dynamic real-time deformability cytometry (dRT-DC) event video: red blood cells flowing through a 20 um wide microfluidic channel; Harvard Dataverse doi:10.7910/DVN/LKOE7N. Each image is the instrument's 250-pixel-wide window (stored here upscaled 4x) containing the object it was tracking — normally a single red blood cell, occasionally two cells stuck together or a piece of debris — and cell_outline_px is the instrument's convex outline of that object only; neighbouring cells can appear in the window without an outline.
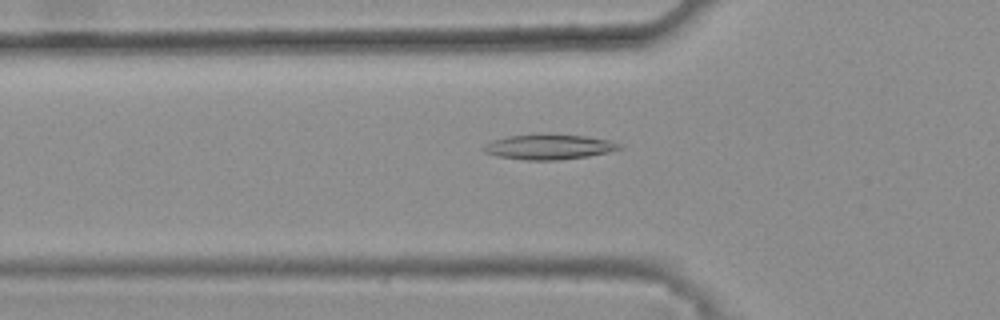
{"species": "common noctule bat (a hibernating species)", "species_latin": "Nyctalus noctula", "temperature_condition": "warm", "stored_images_in_passage": 46, "camera_frame_rate_fps": 3000, "um_per_image_px": 0.085, "animal": {"sex": "female", "body_mass_g": 25.1}, "frame": {"image": 1, "passage_image": 16, "time_ms": 5.0, "image_size_px": [1000, 320], "cell_outline_px": [[624, 148], [608, 152], [588, 156], [560, 160], [524, 160], [496, 156], [484, 152], [484, 144], [492, 140], [508, 136], [540, 132], [548, 132], [588, 136], [608, 140], [624, 144]], "centroid_in_image_um": [46.68, 12.45], "position_along_channel_um": 79.1, "area_um2": 20.63}}
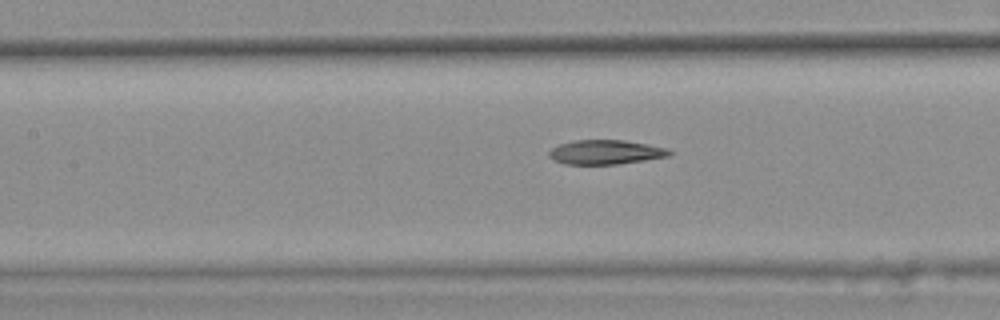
{"frame": {"image": 2, "passage_image": 22, "time_ms": 7.0, "image_size_px": [1000, 320], "cell_outline_px": [[672, 152], [668, 156], [644, 160], [616, 164], [564, 164], [552, 160], [548, 156], [548, 152], [552, 148], [560, 144], [572, 140], [624, 140], [648, 144], [668, 148]], "centroid_in_image_um": [51.44, 12.93], "position_along_channel_um": 156.0, "area_um2": 17.11}}
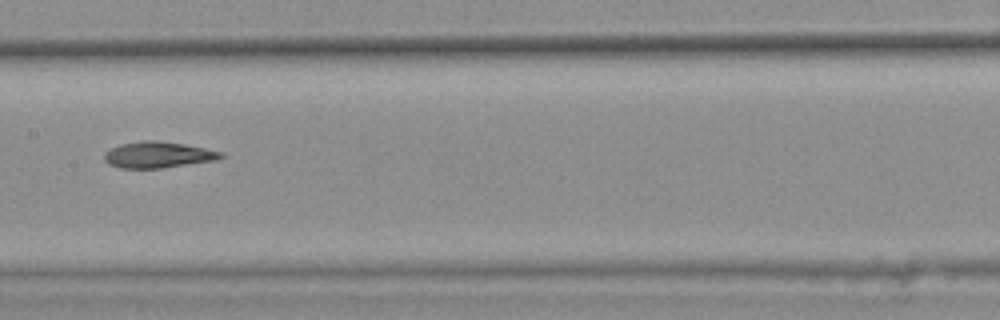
{"frame": {"image": 3, "passage_image": 25, "time_ms": 8.0, "image_size_px": [1000, 320], "cell_outline_px": [[224, 156], [216, 160], [160, 168], [120, 168], [108, 164], [104, 160], [104, 152], [120, 144], [144, 140], [156, 140], [184, 144], [224, 152]], "centroid_in_image_um": [13.41, 13.15], "position_along_channel_um": 194.0, "area_um2": 17.74}, "authors_computed_cell_mechanics": {"area_um2": 18.0336, "velocity_mm_per_s": 3.8144, "shape_relaxation_time_tau1_ms": null, "shape_relaxation_time_tau2_ms": 5.6705, "deformation_change_tau1": null, "deformation_change_tau2": 0.1496}}